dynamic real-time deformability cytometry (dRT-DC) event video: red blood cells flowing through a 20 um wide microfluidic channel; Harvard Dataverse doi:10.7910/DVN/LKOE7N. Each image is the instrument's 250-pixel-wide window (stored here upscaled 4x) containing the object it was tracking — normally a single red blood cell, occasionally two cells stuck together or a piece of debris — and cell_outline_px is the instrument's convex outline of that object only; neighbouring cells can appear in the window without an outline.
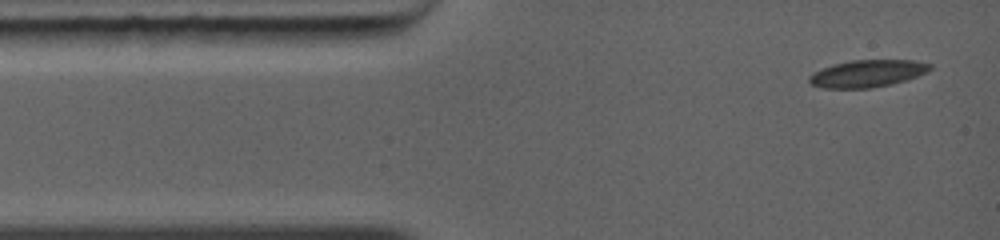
{"species": "common noctule bat (a hibernating species)", "species_latin": "Nyctalus noctula", "temperature_condition": "warm", "stored_images_in_passage": 4, "camera_frame_rate_fps": 5000, "um_per_image_px": 0.085, "animal": {"sex": "female", "body_mass_g": 19.0, "forearm_length_mm": 56.7}, "frame": {"image": 1, "passage_image": 1, "time_ms": 0.0, "image_size_px": [1000, 240], "cell_outline_px": [[932, 68], [928, 72], [892, 84], [868, 88], [824, 88], [812, 84], [808, 80], [808, 76], [832, 64], [852, 60], [916, 60], [932, 64]], "centroid_in_image_um": [73.76, 6.24], "position_along_channel_um": 11.2, "area_um2": 19.02}}
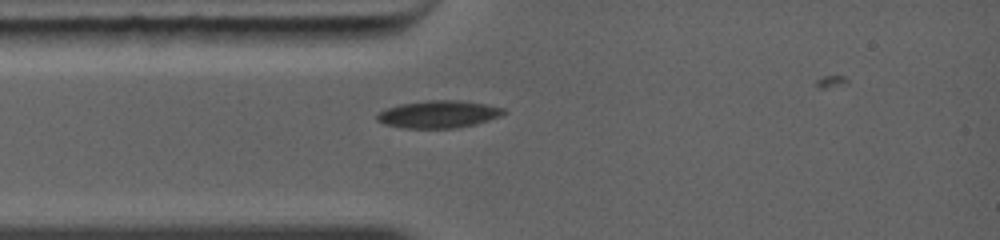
{"frame": {"image": 2, "passage_image": 3, "time_ms": 2.0, "image_size_px": [1000, 240], "cell_outline_px": [[508, 112], [500, 116], [476, 124], [456, 128], [404, 128], [384, 124], [376, 120], [376, 116], [380, 112], [388, 108], [400, 104], [428, 100], [460, 100], [488, 104], [504, 108]], "centroid_in_image_um": [37.31, 9.71], "position_along_channel_um": 47.7, "area_um2": 20.29}}